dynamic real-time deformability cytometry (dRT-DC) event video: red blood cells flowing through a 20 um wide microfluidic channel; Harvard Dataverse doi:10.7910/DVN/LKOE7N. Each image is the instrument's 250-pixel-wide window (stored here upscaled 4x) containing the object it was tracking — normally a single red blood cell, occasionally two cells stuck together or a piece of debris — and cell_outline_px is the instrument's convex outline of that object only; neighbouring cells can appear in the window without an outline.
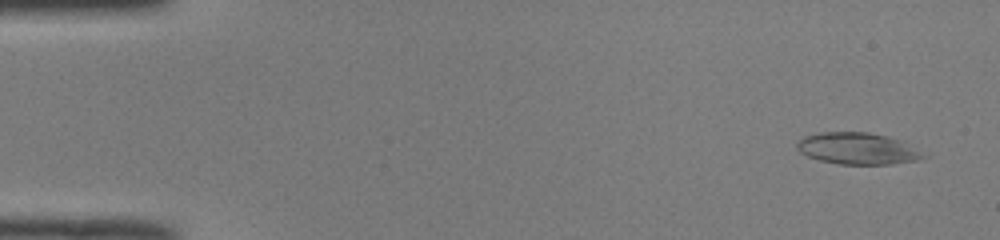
{"species": "common noctule bat (a hibernating species)", "species_latin": "Nyctalus noctula", "temperature_condition": "room temperature", "stored_images_in_passage": 15, "camera_frame_rate_fps": 3000, "um_per_image_px": 0.085, "animal": {"sex": "male", "body_mass_g": 19.0, "forearm_length_mm": 50.8}, "frame": {"image": 1, "passage_image": 3, "time_ms": 0.667, "image_size_px": [1000, 240], "cell_outline_px": [[928, 156], [920, 160], [892, 164], [840, 164], [820, 160], [808, 156], [800, 152], [796, 148], [796, 140], [804, 136], [820, 132], [868, 132], [888, 136], [900, 140]], "centroid_in_image_um": [72.87, 12.62], "position_along_channel_um": 12.1, "area_um2": 23.35}}